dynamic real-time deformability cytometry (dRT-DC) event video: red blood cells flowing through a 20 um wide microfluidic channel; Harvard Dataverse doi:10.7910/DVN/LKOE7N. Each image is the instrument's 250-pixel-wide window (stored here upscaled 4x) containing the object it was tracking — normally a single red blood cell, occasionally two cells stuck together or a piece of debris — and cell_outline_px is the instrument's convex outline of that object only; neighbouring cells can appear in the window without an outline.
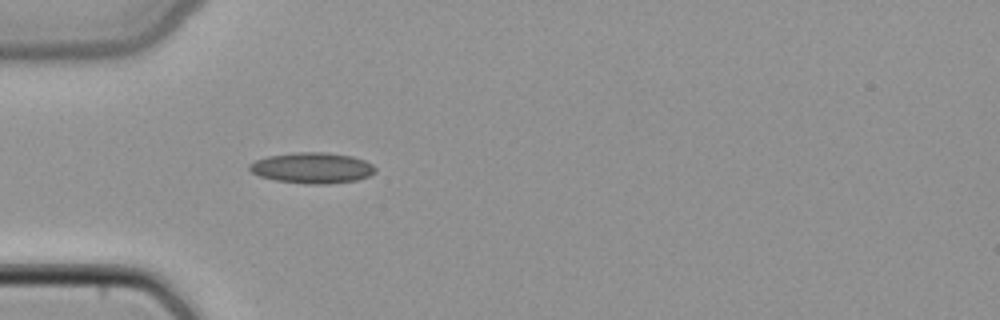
{"species": "common noctule bat (a hibernating species)", "species_latin": "Nyctalus noctula", "temperature_condition": "cold", "stored_images_in_passage": 29, "camera_frame_rate_fps": 3000, "um_per_image_px": 0.085, "animal": {"sex": "female", "body_mass_g": 22.7, "forearm_length_mm": 54.2}, "frame": {"image": 1, "passage_image": 1, "time_ms": 0.0, "image_size_px": [1000, 320], "cell_outline_px": [[376, 172], [368, 176], [356, 180], [328, 184], [304, 184], [276, 180], [260, 176], [252, 172], [248, 168], [248, 164], [256, 160], [268, 156], [296, 152], [324, 152], [352, 156], [364, 160], [372, 164], [376, 168]], "centroid_in_image_um": [26.54, 14.27], "position_along_channel_um": 58.5, "area_um2": 22.6}}
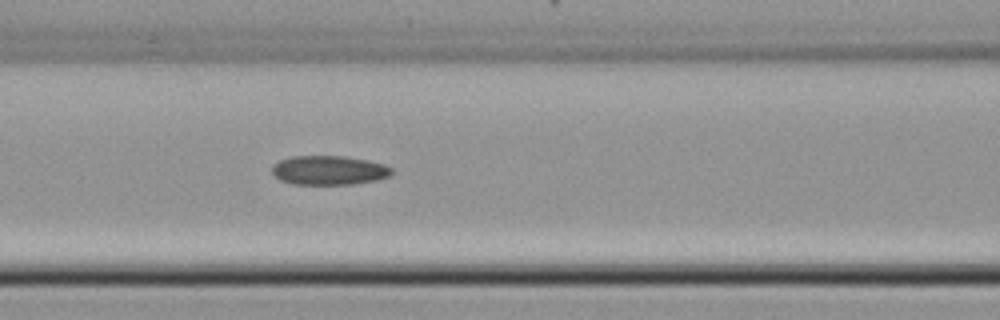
{"frame": {"image": 2, "passage_image": 7, "time_ms": 2.0, "image_size_px": [1000, 320], "cell_outline_px": [[392, 172], [388, 176], [376, 180], [352, 184], [292, 184], [280, 180], [272, 172], [272, 164], [280, 160], [292, 156], [344, 156], [368, 160], [384, 164], [392, 168]], "centroid_in_image_um": [27.94, 14.47], "position_along_channel_um": 138.7, "area_um2": 20.35}}
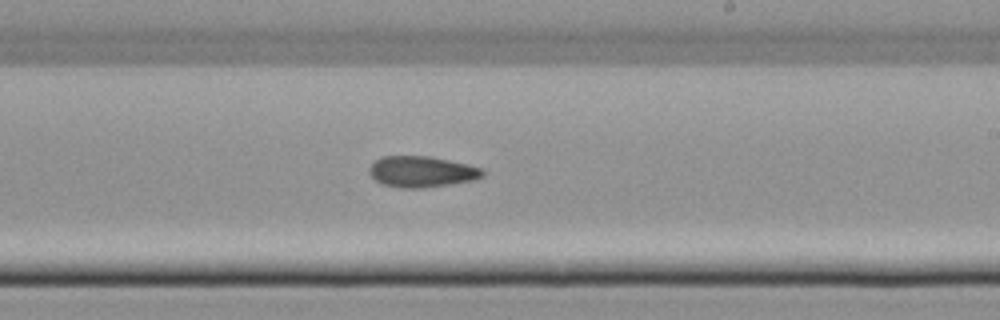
{"frame": {"image": 3, "passage_image": 15, "time_ms": 4.667, "image_size_px": [1000, 320], "cell_outline_px": [[484, 176], [472, 180], [424, 188], [400, 188], [384, 184], [376, 180], [368, 172], [368, 168], [380, 156], [432, 156], [468, 164], [484, 168]], "centroid_in_image_um": [35.85, 14.58], "position_along_channel_um": 253.1, "area_um2": 20.58}}